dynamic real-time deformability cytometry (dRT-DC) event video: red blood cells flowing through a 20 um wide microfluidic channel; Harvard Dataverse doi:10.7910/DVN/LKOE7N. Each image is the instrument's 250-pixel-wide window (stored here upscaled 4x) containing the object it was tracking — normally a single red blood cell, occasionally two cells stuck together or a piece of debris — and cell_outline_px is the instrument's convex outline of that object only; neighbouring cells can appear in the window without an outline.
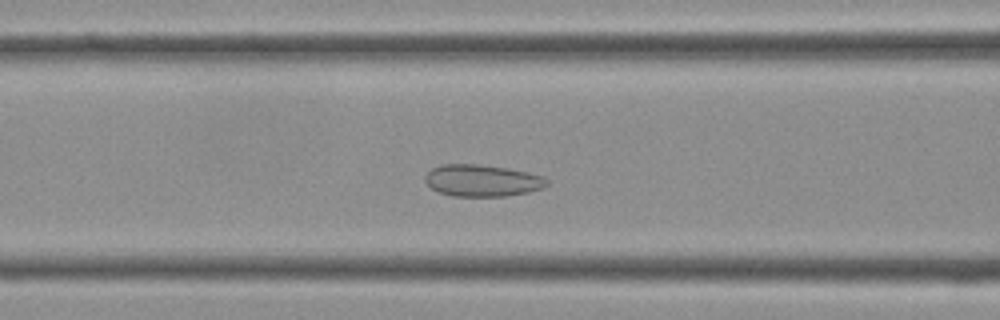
{"species": "Egyptian fruit bat (a non-hibernating species)", "species_latin": "Rousettus aegyptiacus", "temperature_condition": "cold", "stored_images_in_passage": 27, "camera_frame_rate_fps": 3000, "um_per_image_px": 0.085, "frame": {"image": 1, "passage_image": 10, "time_ms": 3.0, "image_size_px": [1000, 320], "cell_outline_px": [[548, 184], [544, 188], [528, 192], [504, 196], [452, 196], [440, 192], [432, 188], [424, 180], [424, 176], [432, 168], [440, 164], [480, 164], [508, 168], [528, 172], [544, 176], [548, 180]], "centroid_in_image_um": [41.0, 15.34], "position_along_channel_um": 125.6, "area_um2": 22.72}}
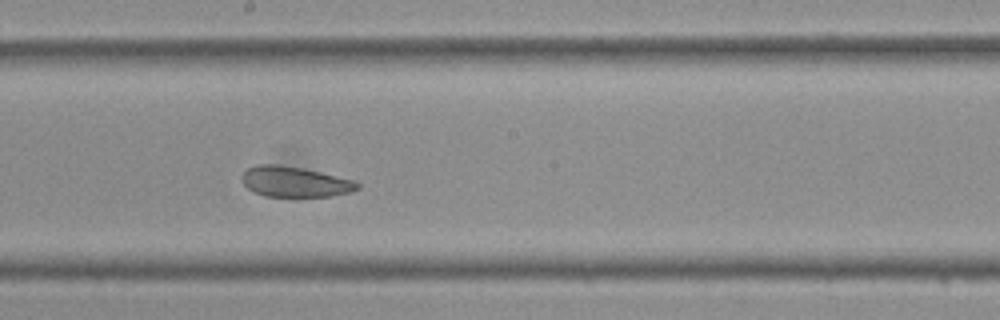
{"frame": {"image": 2, "passage_image": 16, "time_ms": 5.0, "image_size_px": [1000, 320], "cell_outline_px": [[360, 188], [348, 192], [332, 196], [264, 196], [252, 192], [240, 180], [240, 176], [248, 168], [256, 164], [276, 164], [304, 168], [356, 180], [360, 184]], "centroid_in_image_um": [25.04, 15.44], "position_along_channel_um": 223.2, "area_um2": 20.69}}
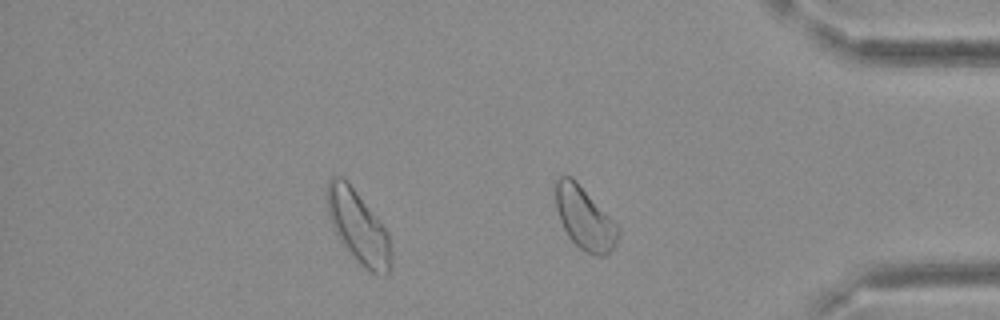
{"frame": {"image": 3, "passage_image": 27, "time_ms": 8.667, "image_size_px": [1000, 320], "cell_outline_px": [[620, 232], [616, 244], [604, 256], [596, 256], [584, 252], [568, 236], [560, 220], [556, 208], [556, 180], [560, 176], [572, 176], [576, 180], [620, 228]], "centroid_in_image_um": [49.7, 18.56], "position_along_channel_um": 385.5, "area_um2": 22.54}}